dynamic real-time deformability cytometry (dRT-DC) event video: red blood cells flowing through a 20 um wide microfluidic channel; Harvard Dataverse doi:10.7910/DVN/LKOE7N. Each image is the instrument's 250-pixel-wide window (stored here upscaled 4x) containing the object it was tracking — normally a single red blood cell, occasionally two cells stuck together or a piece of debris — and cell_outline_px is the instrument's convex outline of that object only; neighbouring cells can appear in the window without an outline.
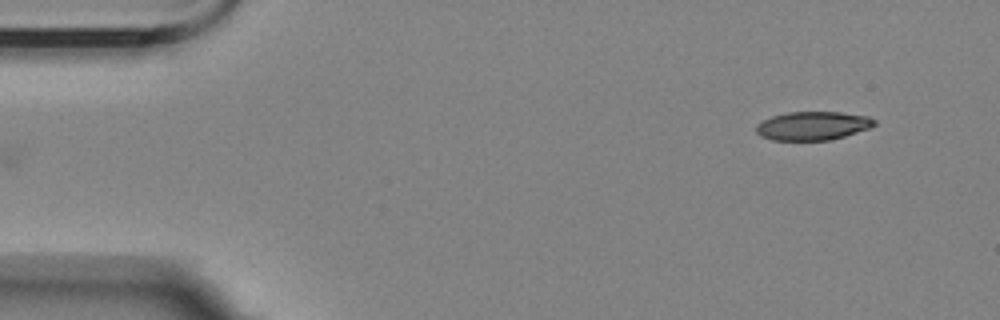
{"species": "Egyptian fruit bat (a non-hibernating species)", "species_latin": "Rousettus aegyptiacus", "temperature_condition": "room temperature", "stored_images_in_passage": 50, "camera_frame_rate_fps": 3000, "um_per_image_px": 0.085, "animal": {"sex": "female"}, "frame": {"image": 1, "passage_image": 1, "time_ms": 0.0, "image_size_px": [1000, 320], "cell_outline_px": [[876, 124], [872, 128], [832, 140], [772, 140], [760, 136], [756, 132], [756, 124], [772, 116], [788, 112], [840, 112], [868, 116], [876, 120]], "centroid_in_image_um": [69.12, 10.7], "position_along_channel_um": 15.9, "area_um2": 19.88}}
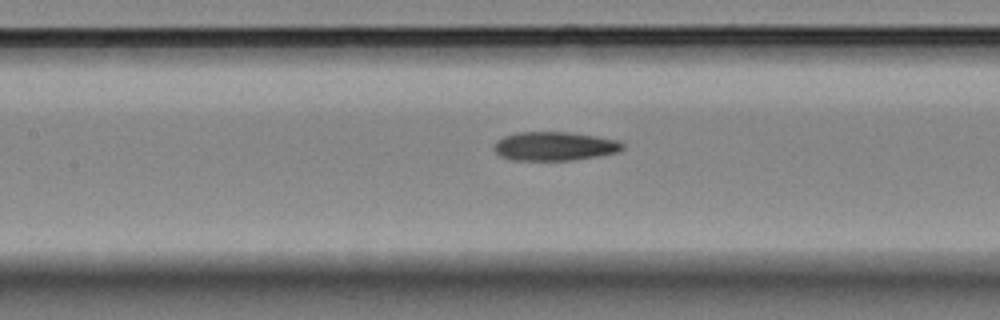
{"frame": {"image": 2, "passage_image": 21, "time_ms": 6.667, "image_size_px": [1000, 320], "cell_outline_px": [[624, 148], [616, 152], [600, 156], [572, 160], [512, 160], [500, 156], [492, 148], [496, 140], [504, 136], [516, 132], [568, 132], [596, 136], [616, 140], [624, 144]], "centroid_in_image_um": [47.1, 12.43], "position_along_channel_um": 160.3, "area_um2": 21.68}}
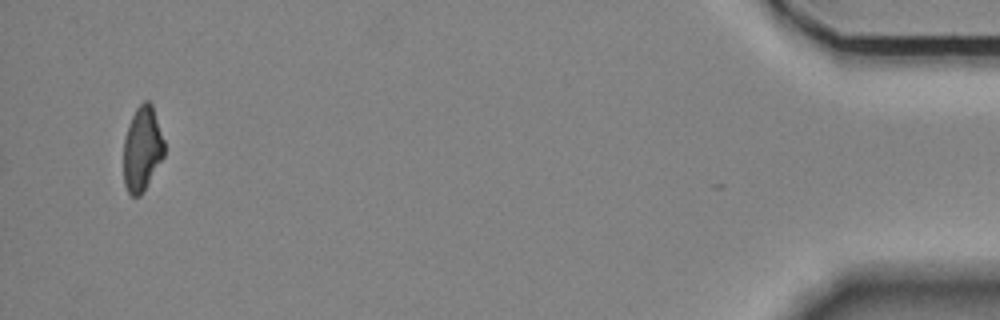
{"frame": {"image": 3, "passage_image": 50, "time_ms": 16.333, "image_size_px": [1000, 320], "cell_outline_px": [[164, 156], [144, 192], [140, 196], [132, 196], [128, 192], [124, 184], [124, 140], [132, 116], [136, 108], [144, 100], [148, 100], [152, 104], [164, 140]], "centroid_in_image_um": [12.1, 12.67], "position_along_channel_um": 423.1, "area_um2": 20.06}, "authors_computed_cell_mechanics": {"area_um2": 21.386, "velocity_mm_per_s": 3.5604, "shape_relaxation_time_tau1_ms": 7.9583, "shape_relaxation_time_tau2_ms": 4.8431, "deformation_change_tau1": 0.2177, "deformation_change_tau2": 0.1422}}